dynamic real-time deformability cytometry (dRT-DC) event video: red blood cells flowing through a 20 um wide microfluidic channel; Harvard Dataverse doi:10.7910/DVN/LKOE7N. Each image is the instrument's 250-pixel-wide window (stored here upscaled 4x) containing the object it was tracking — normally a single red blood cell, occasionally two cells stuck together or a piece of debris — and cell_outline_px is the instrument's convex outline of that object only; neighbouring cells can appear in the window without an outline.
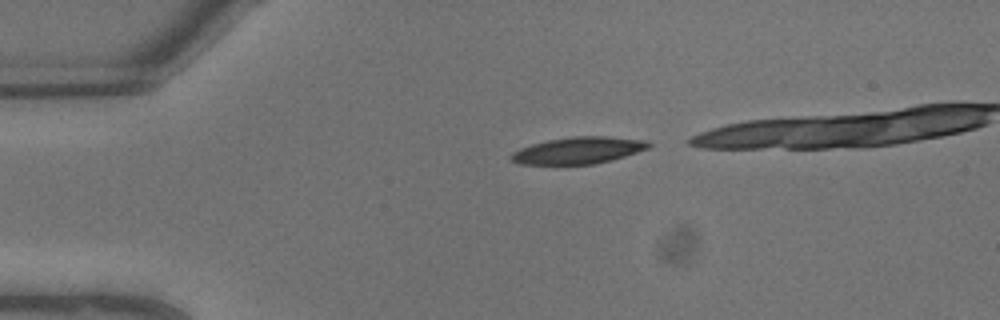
{"species": "common noctule bat (a hibernating species)", "species_latin": "Nyctalus noctula", "temperature_condition": "warm", "stored_images_in_passage": 4, "camera_frame_rate_fps": 3000, "um_per_image_px": 0.085, "animal": {"sex": "male", "body_mass_g": 13.3}, "frame": {"image": 1, "passage_image": 1, "time_ms": 0.0, "image_size_px": [1000, 320], "cell_outline_px": [[652, 144], [648, 148], [612, 160], [592, 164], [520, 164], [508, 160], [508, 156], [512, 152], [520, 148], [532, 144], [548, 140], [572, 136], [608, 136], [648, 140]], "centroid_in_image_um": [49.13, 12.78], "position_along_channel_um": 35.9, "area_um2": 21.56}}
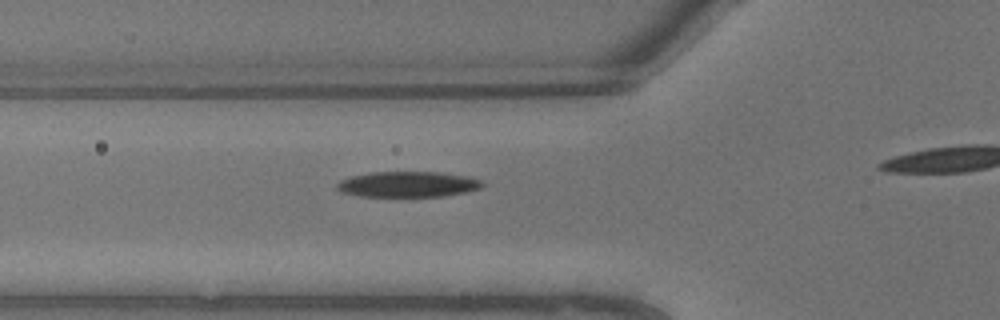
{"frame": {"image": 2, "passage_image": 4, "time_ms": 1.0, "image_size_px": [1000, 320], "cell_outline_px": [[484, 184], [480, 188], [464, 192], [444, 196], [360, 196], [340, 192], [336, 188], [336, 184], [340, 180], [348, 176], [372, 172], [444, 172], [468, 176], [484, 180]], "centroid_in_image_um": [34.66, 15.65], "position_along_channel_um": 91.1, "area_um2": 21.91}}